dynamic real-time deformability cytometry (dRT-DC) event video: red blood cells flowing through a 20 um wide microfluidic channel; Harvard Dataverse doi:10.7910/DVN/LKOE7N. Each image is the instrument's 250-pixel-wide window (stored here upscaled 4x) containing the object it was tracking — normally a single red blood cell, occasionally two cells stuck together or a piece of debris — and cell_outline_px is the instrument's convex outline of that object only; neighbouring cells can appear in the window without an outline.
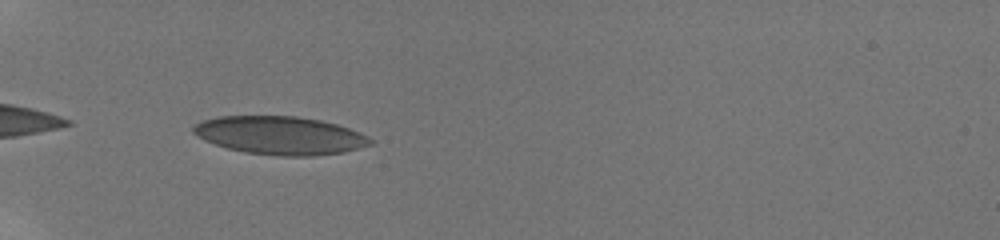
{"species": "human", "species_latin": "Homo sapiens", "temperature_condition": "room temperature", "stored_images_in_passage": 21, "camera_frame_rate_fps": 3000, "um_per_image_px": 0.085, "donor": {"sex": "male"}, "frame": {"image": 1, "passage_image": 1, "time_ms": 0.0, "image_size_px": [1000, 240], "cell_outline_px": [[372, 144], [344, 152], [312, 156], [280, 156], [244, 152], [228, 148], [204, 140], [192, 132], [192, 128], [200, 120], [216, 116], [296, 116], [320, 120], [336, 124], [348, 128], [368, 136], [372, 140]], "centroid_in_image_um": [23.78, 11.51], "position_along_channel_um": 61.2, "area_um2": 39.36}}
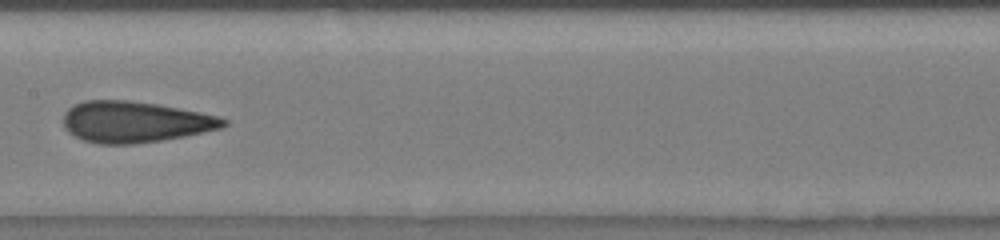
{"frame": {"image": 2, "passage_image": 8, "time_ms": 4.0, "image_size_px": [1000, 240], "cell_outline_px": [[228, 124], [220, 128], [184, 136], [160, 140], [132, 144], [100, 144], [84, 140], [68, 132], [64, 128], [64, 112], [68, 108], [84, 100], [128, 100], [156, 104], [200, 112], [220, 116], [228, 120]], "centroid_in_image_um": [11.46, 10.35], "position_along_channel_um": 195.9, "area_um2": 38.21}}
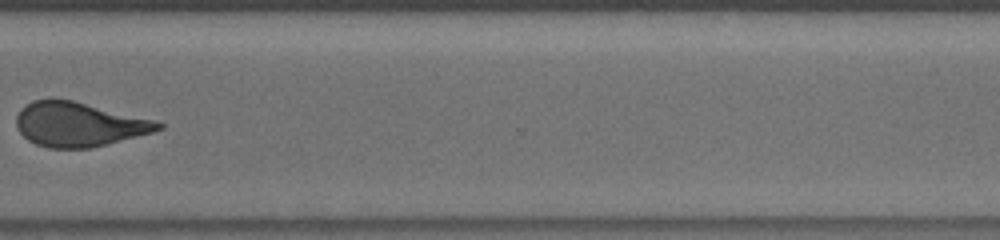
{"frame": {"image": 3, "passage_image": 16, "time_ms": 8.333, "image_size_px": [1000, 240], "cell_outline_px": [[164, 128], [152, 132], [92, 148], [48, 148], [36, 144], [28, 140], [16, 128], [16, 116], [32, 100], [52, 96], [72, 100], [160, 120], [164, 124]], "centroid_in_image_um": [6.73, 10.54], "position_along_channel_um": 363.9, "area_um2": 37.22}, "authors_computed_cell_mechanics": {"area_um2": 37.2232, "velocity_mm_per_s": 3.8883, "shape_relaxation_time_tau1_ms": null, "shape_relaxation_time_tau2_ms": 1.3411, "deformation_change_tau1": null, "deformation_change_tau2": 0.0708}}